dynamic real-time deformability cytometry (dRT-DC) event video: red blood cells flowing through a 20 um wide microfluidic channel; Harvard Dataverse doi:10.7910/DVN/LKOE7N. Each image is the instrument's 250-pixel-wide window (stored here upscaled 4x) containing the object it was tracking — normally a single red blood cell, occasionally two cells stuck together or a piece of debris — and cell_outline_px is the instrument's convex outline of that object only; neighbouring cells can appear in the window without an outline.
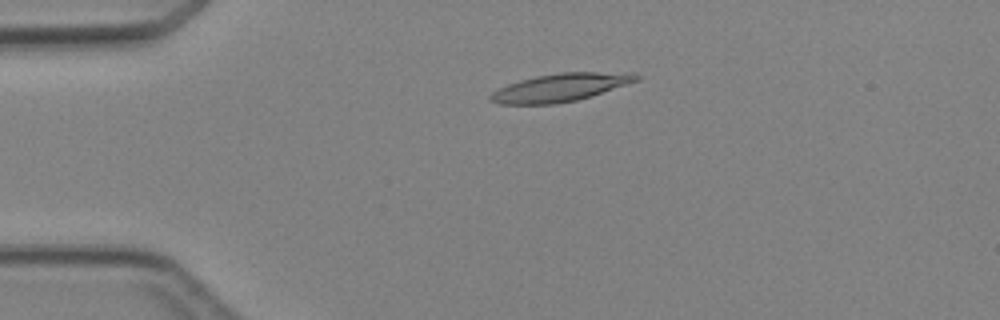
{"species": "Egyptian fruit bat (a non-hibernating species)", "species_latin": "Rousettus aegyptiacus", "temperature_condition": "cold", "stored_images_in_passage": 2, "camera_frame_rate_fps": 3000, "um_per_image_px": 0.085, "animal": {"sex": "female"}, "frame": {"image": 1, "passage_image": 2, "time_ms": 1.333, "image_size_px": [1000, 320], "cell_outline_px": [[640, 80], [592, 96], [576, 100], [556, 104], [500, 104], [488, 100], [488, 96], [492, 92], [508, 84], [520, 80], [536, 76], [560, 72], [636, 72], [640, 76]], "centroid_in_image_um": [47.67, 7.43], "position_along_channel_um": 37.3, "area_um2": 23.99}}